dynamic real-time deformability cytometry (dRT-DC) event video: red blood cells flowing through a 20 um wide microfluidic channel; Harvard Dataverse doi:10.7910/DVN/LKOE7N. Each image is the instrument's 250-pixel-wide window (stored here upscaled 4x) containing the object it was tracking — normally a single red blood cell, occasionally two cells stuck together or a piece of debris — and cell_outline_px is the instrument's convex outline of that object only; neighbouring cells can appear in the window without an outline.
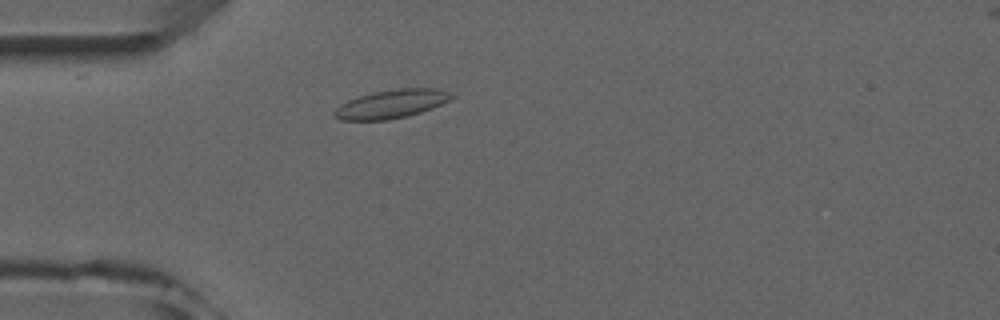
{"species": "common noctule bat (a hibernating species)", "species_latin": "Nyctalus noctula", "temperature_condition": "room temperature", "stored_images_in_passage": 3, "camera_frame_rate_fps": 3000, "um_per_image_px": 0.085, "animal": {"sex": "male", "forearm_length_mm": 52.5}, "frame": {"image": 1, "passage_image": 2, "time_ms": 1.333, "image_size_px": [1000, 320], "cell_outline_px": [[456, 96], [432, 108], [408, 116], [388, 120], [340, 120], [332, 116], [332, 112], [340, 104], [348, 100], [372, 92], [396, 88], [440, 88]], "centroid_in_image_um": [33.24, 8.83], "position_along_channel_um": 51.8, "area_um2": 19.59}}